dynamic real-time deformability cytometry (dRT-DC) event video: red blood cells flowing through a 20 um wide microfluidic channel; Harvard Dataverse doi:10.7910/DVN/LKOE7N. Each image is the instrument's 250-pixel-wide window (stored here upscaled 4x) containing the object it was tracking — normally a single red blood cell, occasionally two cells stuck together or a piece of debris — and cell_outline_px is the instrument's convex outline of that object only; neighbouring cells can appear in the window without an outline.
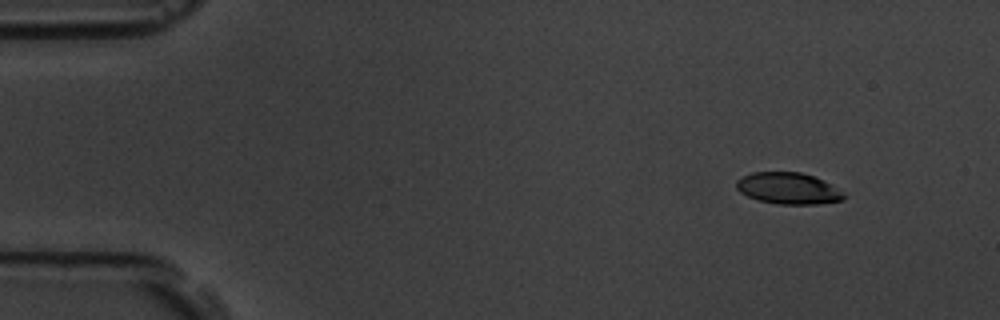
{"species": "common noctule bat (a hibernating species)", "species_latin": "Nyctalus noctula", "temperature_condition": "room temperature", "stored_images_in_passage": 5, "camera_frame_rate_fps": 3000, "um_per_image_px": 0.085, "animal": {"sex": "male", "body_mass_g": 19.5, "forearm_length_mm": 54.6}, "frame": {"image": 1, "passage_image": 2, "time_ms": 1.333, "image_size_px": [1000, 320], "cell_outline_px": [[848, 196], [844, 200], [816, 204], [776, 204], [760, 200], [748, 196], [740, 192], [736, 188], [736, 180], [752, 172], [800, 172], [824, 180], [844, 192]], "centroid_in_image_um": [67.04, 16.01], "position_along_channel_um": 18.0, "area_um2": 19.77}}
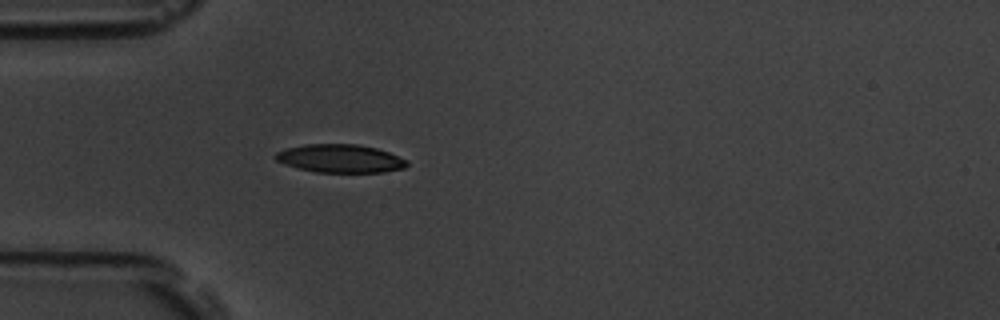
{"frame": {"image": 2, "passage_image": 5, "time_ms": 5.0, "image_size_px": [1000, 320], "cell_outline_px": [[408, 164], [404, 168], [384, 172], [316, 172], [296, 168], [284, 164], [276, 160], [272, 156], [276, 152], [284, 148], [304, 144], [356, 144], [376, 148], [388, 152], [408, 160]], "centroid_in_image_um": [28.87, 13.47], "position_along_channel_um": 56.1, "area_um2": 21.79}}